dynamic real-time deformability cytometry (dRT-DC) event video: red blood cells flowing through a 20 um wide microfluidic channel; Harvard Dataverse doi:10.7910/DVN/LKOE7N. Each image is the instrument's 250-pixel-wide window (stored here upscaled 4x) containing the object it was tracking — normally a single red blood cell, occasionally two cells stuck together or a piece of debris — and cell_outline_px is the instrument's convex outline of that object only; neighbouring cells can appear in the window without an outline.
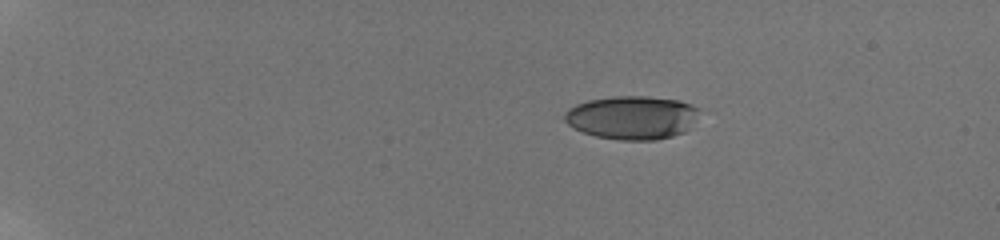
{"species": "human", "species_latin": "Homo sapiens", "temperature_condition": "room temperature", "stored_images_in_passage": 5, "camera_frame_rate_fps": 3000, "um_per_image_px": 0.085, "donor": {"sex": "male"}, "frame": {"image": 1, "passage_image": 1, "time_ms": 0.0, "image_size_px": [1000, 240], "cell_outline_px": [[700, 108], [688, 128], [684, 132], [672, 136], [656, 140], [620, 140], [596, 136], [572, 128], [564, 120], [564, 112], [568, 108], [576, 104], [588, 100], [612, 96], [648, 96], [680, 100], [692, 104]], "centroid_in_image_um": [53.69, 9.98], "position_along_channel_um": 31.3, "area_um2": 34.22}}